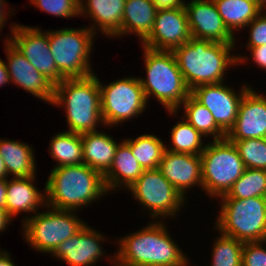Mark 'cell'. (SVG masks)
<instances>
[{
  "label": "cell",
  "mask_w": 266,
  "mask_h": 266,
  "mask_svg": "<svg viewBox=\"0 0 266 266\" xmlns=\"http://www.w3.org/2000/svg\"><path fill=\"white\" fill-rule=\"evenodd\" d=\"M182 120L177 121L170 130L173 147L165 145V149L174 153L200 155L206 146L202 140L204 136L184 118Z\"/></svg>",
  "instance_id": "cell-31"
},
{
  "label": "cell",
  "mask_w": 266,
  "mask_h": 266,
  "mask_svg": "<svg viewBox=\"0 0 266 266\" xmlns=\"http://www.w3.org/2000/svg\"><path fill=\"white\" fill-rule=\"evenodd\" d=\"M4 45V51H6L7 55L5 64L10 82L40 98L42 101L52 104L55 85L36 70L10 42H5Z\"/></svg>",
  "instance_id": "cell-15"
},
{
  "label": "cell",
  "mask_w": 266,
  "mask_h": 266,
  "mask_svg": "<svg viewBox=\"0 0 266 266\" xmlns=\"http://www.w3.org/2000/svg\"><path fill=\"white\" fill-rule=\"evenodd\" d=\"M8 174L5 168L4 161L2 159V156L0 155V179H7Z\"/></svg>",
  "instance_id": "cell-44"
},
{
  "label": "cell",
  "mask_w": 266,
  "mask_h": 266,
  "mask_svg": "<svg viewBox=\"0 0 266 266\" xmlns=\"http://www.w3.org/2000/svg\"><path fill=\"white\" fill-rule=\"evenodd\" d=\"M34 177L7 178L6 211L11 217L21 212L35 213L46 206V195L33 183ZM38 209V210H37Z\"/></svg>",
  "instance_id": "cell-21"
},
{
  "label": "cell",
  "mask_w": 266,
  "mask_h": 266,
  "mask_svg": "<svg viewBox=\"0 0 266 266\" xmlns=\"http://www.w3.org/2000/svg\"><path fill=\"white\" fill-rule=\"evenodd\" d=\"M266 198V170L246 168L229 191L219 199Z\"/></svg>",
  "instance_id": "cell-30"
},
{
  "label": "cell",
  "mask_w": 266,
  "mask_h": 266,
  "mask_svg": "<svg viewBox=\"0 0 266 266\" xmlns=\"http://www.w3.org/2000/svg\"><path fill=\"white\" fill-rule=\"evenodd\" d=\"M184 118L203 136H211L213 140L226 138V133L216 124L211 112L199 103L191 94L181 104Z\"/></svg>",
  "instance_id": "cell-29"
},
{
  "label": "cell",
  "mask_w": 266,
  "mask_h": 266,
  "mask_svg": "<svg viewBox=\"0 0 266 266\" xmlns=\"http://www.w3.org/2000/svg\"><path fill=\"white\" fill-rule=\"evenodd\" d=\"M193 38L219 43H235L213 0H195L184 5Z\"/></svg>",
  "instance_id": "cell-16"
},
{
  "label": "cell",
  "mask_w": 266,
  "mask_h": 266,
  "mask_svg": "<svg viewBox=\"0 0 266 266\" xmlns=\"http://www.w3.org/2000/svg\"><path fill=\"white\" fill-rule=\"evenodd\" d=\"M250 88L243 84L237 94L222 82L197 86L190 94L211 112L216 124L227 134L236 121L242 97Z\"/></svg>",
  "instance_id": "cell-13"
},
{
  "label": "cell",
  "mask_w": 266,
  "mask_h": 266,
  "mask_svg": "<svg viewBox=\"0 0 266 266\" xmlns=\"http://www.w3.org/2000/svg\"><path fill=\"white\" fill-rule=\"evenodd\" d=\"M113 265L114 266H127V265H123V264H114V263H113Z\"/></svg>",
  "instance_id": "cell-46"
},
{
  "label": "cell",
  "mask_w": 266,
  "mask_h": 266,
  "mask_svg": "<svg viewBox=\"0 0 266 266\" xmlns=\"http://www.w3.org/2000/svg\"><path fill=\"white\" fill-rule=\"evenodd\" d=\"M248 52H251V58H253V62L258 65L260 68L266 70V44L259 46V47H253V48H247Z\"/></svg>",
  "instance_id": "cell-37"
},
{
  "label": "cell",
  "mask_w": 266,
  "mask_h": 266,
  "mask_svg": "<svg viewBox=\"0 0 266 266\" xmlns=\"http://www.w3.org/2000/svg\"><path fill=\"white\" fill-rule=\"evenodd\" d=\"M158 170L184 198L193 186L202 188L200 155L174 153L165 149Z\"/></svg>",
  "instance_id": "cell-19"
},
{
  "label": "cell",
  "mask_w": 266,
  "mask_h": 266,
  "mask_svg": "<svg viewBox=\"0 0 266 266\" xmlns=\"http://www.w3.org/2000/svg\"><path fill=\"white\" fill-rule=\"evenodd\" d=\"M192 37L185 7L158 9L149 36L141 43L153 50L172 51Z\"/></svg>",
  "instance_id": "cell-14"
},
{
  "label": "cell",
  "mask_w": 266,
  "mask_h": 266,
  "mask_svg": "<svg viewBox=\"0 0 266 266\" xmlns=\"http://www.w3.org/2000/svg\"><path fill=\"white\" fill-rule=\"evenodd\" d=\"M33 148L19 141L0 139V155L5 164L8 176L34 177L36 161Z\"/></svg>",
  "instance_id": "cell-25"
},
{
  "label": "cell",
  "mask_w": 266,
  "mask_h": 266,
  "mask_svg": "<svg viewBox=\"0 0 266 266\" xmlns=\"http://www.w3.org/2000/svg\"><path fill=\"white\" fill-rule=\"evenodd\" d=\"M105 131L86 132L81 134L83 163L104 175L113 163L120 143Z\"/></svg>",
  "instance_id": "cell-22"
},
{
  "label": "cell",
  "mask_w": 266,
  "mask_h": 266,
  "mask_svg": "<svg viewBox=\"0 0 266 266\" xmlns=\"http://www.w3.org/2000/svg\"><path fill=\"white\" fill-rule=\"evenodd\" d=\"M143 171L144 169L133 156L131 148L122 141L117 147L111 167L103 175L107 192L122 186L126 187L125 190L130 188Z\"/></svg>",
  "instance_id": "cell-23"
},
{
  "label": "cell",
  "mask_w": 266,
  "mask_h": 266,
  "mask_svg": "<svg viewBox=\"0 0 266 266\" xmlns=\"http://www.w3.org/2000/svg\"><path fill=\"white\" fill-rule=\"evenodd\" d=\"M180 1H181L183 4H186V3H185L186 1H184V0H180ZM191 1H195V0H191Z\"/></svg>",
  "instance_id": "cell-47"
},
{
  "label": "cell",
  "mask_w": 266,
  "mask_h": 266,
  "mask_svg": "<svg viewBox=\"0 0 266 266\" xmlns=\"http://www.w3.org/2000/svg\"><path fill=\"white\" fill-rule=\"evenodd\" d=\"M29 2L56 17H80V0H30Z\"/></svg>",
  "instance_id": "cell-34"
},
{
  "label": "cell",
  "mask_w": 266,
  "mask_h": 266,
  "mask_svg": "<svg viewBox=\"0 0 266 266\" xmlns=\"http://www.w3.org/2000/svg\"><path fill=\"white\" fill-rule=\"evenodd\" d=\"M246 168L266 170V138L230 140Z\"/></svg>",
  "instance_id": "cell-33"
},
{
  "label": "cell",
  "mask_w": 266,
  "mask_h": 266,
  "mask_svg": "<svg viewBox=\"0 0 266 266\" xmlns=\"http://www.w3.org/2000/svg\"><path fill=\"white\" fill-rule=\"evenodd\" d=\"M75 212L46 205L45 212L23 218L25 241L36 251L52 255L63 241L71 238L87 224Z\"/></svg>",
  "instance_id": "cell-9"
},
{
  "label": "cell",
  "mask_w": 266,
  "mask_h": 266,
  "mask_svg": "<svg viewBox=\"0 0 266 266\" xmlns=\"http://www.w3.org/2000/svg\"><path fill=\"white\" fill-rule=\"evenodd\" d=\"M49 154L57 161L55 167L83 164V147L81 134L60 132L49 143Z\"/></svg>",
  "instance_id": "cell-27"
},
{
  "label": "cell",
  "mask_w": 266,
  "mask_h": 266,
  "mask_svg": "<svg viewBox=\"0 0 266 266\" xmlns=\"http://www.w3.org/2000/svg\"><path fill=\"white\" fill-rule=\"evenodd\" d=\"M12 219L13 218L8 214L6 209H0V233L4 232Z\"/></svg>",
  "instance_id": "cell-40"
},
{
  "label": "cell",
  "mask_w": 266,
  "mask_h": 266,
  "mask_svg": "<svg viewBox=\"0 0 266 266\" xmlns=\"http://www.w3.org/2000/svg\"><path fill=\"white\" fill-rule=\"evenodd\" d=\"M5 3H7L5 0H0V31H2L1 29L4 28V26H5L4 24H6L5 22L7 21V19H8L7 17L10 15V13L11 14L14 13L12 10L10 11L9 9H7L8 11H6V8H5L6 4Z\"/></svg>",
  "instance_id": "cell-39"
},
{
  "label": "cell",
  "mask_w": 266,
  "mask_h": 266,
  "mask_svg": "<svg viewBox=\"0 0 266 266\" xmlns=\"http://www.w3.org/2000/svg\"><path fill=\"white\" fill-rule=\"evenodd\" d=\"M157 10L151 0H125L121 31L116 38L135 34L143 42L153 29Z\"/></svg>",
  "instance_id": "cell-24"
},
{
  "label": "cell",
  "mask_w": 266,
  "mask_h": 266,
  "mask_svg": "<svg viewBox=\"0 0 266 266\" xmlns=\"http://www.w3.org/2000/svg\"><path fill=\"white\" fill-rule=\"evenodd\" d=\"M63 107L68 132L83 134L98 131L101 117V90L94 74L82 78H65L55 85L52 104Z\"/></svg>",
  "instance_id": "cell-4"
},
{
  "label": "cell",
  "mask_w": 266,
  "mask_h": 266,
  "mask_svg": "<svg viewBox=\"0 0 266 266\" xmlns=\"http://www.w3.org/2000/svg\"><path fill=\"white\" fill-rule=\"evenodd\" d=\"M0 266H16L7 251L0 249Z\"/></svg>",
  "instance_id": "cell-43"
},
{
  "label": "cell",
  "mask_w": 266,
  "mask_h": 266,
  "mask_svg": "<svg viewBox=\"0 0 266 266\" xmlns=\"http://www.w3.org/2000/svg\"><path fill=\"white\" fill-rule=\"evenodd\" d=\"M10 82L9 73L6 68L5 62L0 59V87Z\"/></svg>",
  "instance_id": "cell-42"
},
{
  "label": "cell",
  "mask_w": 266,
  "mask_h": 266,
  "mask_svg": "<svg viewBox=\"0 0 266 266\" xmlns=\"http://www.w3.org/2000/svg\"><path fill=\"white\" fill-rule=\"evenodd\" d=\"M7 179H0V209H6Z\"/></svg>",
  "instance_id": "cell-41"
},
{
  "label": "cell",
  "mask_w": 266,
  "mask_h": 266,
  "mask_svg": "<svg viewBox=\"0 0 266 266\" xmlns=\"http://www.w3.org/2000/svg\"><path fill=\"white\" fill-rule=\"evenodd\" d=\"M234 46L235 43L191 37L187 43L172 50L189 90L200 85L222 83L228 67L247 62L249 57L231 54Z\"/></svg>",
  "instance_id": "cell-1"
},
{
  "label": "cell",
  "mask_w": 266,
  "mask_h": 266,
  "mask_svg": "<svg viewBox=\"0 0 266 266\" xmlns=\"http://www.w3.org/2000/svg\"><path fill=\"white\" fill-rule=\"evenodd\" d=\"M200 156L202 189L213 198L225 195L246 169L236 146L227 138L209 142Z\"/></svg>",
  "instance_id": "cell-7"
},
{
  "label": "cell",
  "mask_w": 266,
  "mask_h": 266,
  "mask_svg": "<svg viewBox=\"0 0 266 266\" xmlns=\"http://www.w3.org/2000/svg\"><path fill=\"white\" fill-rule=\"evenodd\" d=\"M95 33L88 27L48 31L49 47L59 74L65 78H82L94 74L90 54Z\"/></svg>",
  "instance_id": "cell-8"
},
{
  "label": "cell",
  "mask_w": 266,
  "mask_h": 266,
  "mask_svg": "<svg viewBox=\"0 0 266 266\" xmlns=\"http://www.w3.org/2000/svg\"><path fill=\"white\" fill-rule=\"evenodd\" d=\"M158 9H168V8H177L183 7V4L180 0H151Z\"/></svg>",
  "instance_id": "cell-38"
},
{
  "label": "cell",
  "mask_w": 266,
  "mask_h": 266,
  "mask_svg": "<svg viewBox=\"0 0 266 266\" xmlns=\"http://www.w3.org/2000/svg\"><path fill=\"white\" fill-rule=\"evenodd\" d=\"M258 14L247 26L249 30V41L247 48L259 47L266 44V12Z\"/></svg>",
  "instance_id": "cell-36"
},
{
  "label": "cell",
  "mask_w": 266,
  "mask_h": 266,
  "mask_svg": "<svg viewBox=\"0 0 266 266\" xmlns=\"http://www.w3.org/2000/svg\"><path fill=\"white\" fill-rule=\"evenodd\" d=\"M124 7L125 0H80V16L91 18L93 26L88 28L95 34L100 29L103 35L113 38L121 31Z\"/></svg>",
  "instance_id": "cell-20"
},
{
  "label": "cell",
  "mask_w": 266,
  "mask_h": 266,
  "mask_svg": "<svg viewBox=\"0 0 266 266\" xmlns=\"http://www.w3.org/2000/svg\"><path fill=\"white\" fill-rule=\"evenodd\" d=\"M262 10L263 12L266 9V0H253Z\"/></svg>",
  "instance_id": "cell-45"
},
{
  "label": "cell",
  "mask_w": 266,
  "mask_h": 266,
  "mask_svg": "<svg viewBox=\"0 0 266 266\" xmlns=\"http://www.w3.org/2000/svg\"><path fill=\"white\" fill-rule=\"evenodd\" d=\"M142 48L146 77H139V80L145 97L148 100L153 95L169 114L175 115L191 92L175 56L172 51L153 50L144 46Z\"/></svg>",
  "instance_id": "cell-5"
},
{
  "label": "cell",
  "mask_w": 266,
  "mask_h": 266,
  "mask_svg": "<svg viewBox=\"0 0 266 266\" xmlns=\"http://www.w3.org/2000/svg\"><path fill=\"white\" fill-rule=\"evenodd\" d=\"M121 78L103 85L98 79L101 90V117L106 127L127 122L147 108V99L139 77Z\"/></svg>",
  "instance_id": "cell-10"
},
{
  "label": "cell",
  "mask_w": 266,
  "mask_h": 266,
  "mask_svg": "<svg viewBox=\"0 0 266 266\" xmlns=\"http://www.w3.org/2000/svg\"><path fill=\"white\" fill-rule=\"evenodd\" d=\"M123 141L131 148L132 154L144 170L158 169L165 151L163 141L153 134H143L136 139Z\"/></svg>",
  "instance_id": "cell-28"
},
{
  "label": "cell",
  "mask_w": 266,
  "mask_h": 266,
  "mask_svg": "<svg viewBox=\"0 0 266 266\" xmlns=\"http://www.w3.org/2000/svg\"><path fill=\"white\" fill-rule=\"evenodd\" d=\"M11 35L5 42H10L41 74L54 85L64 78L59 74L49 47L48 31L41 28L23 26L14 22ZM10 37V38H9Z\"/></svg>",
  "instance_id": "cell-12"
},
{
  "label": "cell",
  "mask_w": 266,
  "mask_h": 266,
  "mask_svg": "<svg viewBox=\"0 0 266 266\" xmlns=\"http://www.w3.org/2000/svg\"><path fill=\"white\" fill-rule=\"evenodd\" d=\"M220 234L213 241L211 266H242L244 243L233 237Z\"/></svg>",
  "instance_id": "cell-32"
},
{
  "label": "cell",
  "mask_w": 266,
  "mask_h": 266,
  "mask_svg": "<svg viewBox=\"0 0 266 266\" xmlns=\"http://www.w3.org/2000/svg\"><path fill=\"white\" fill-rule=\"evenodd\" d=\"M107 193L103 175L84 163L54 167L44 187L46 205L68 211L91 205Z\"/></svg>",
  "instance_id": "cell-3"
},
{
  "label": "cell",
  "mask_w": 266,
  "mask_h": 266,
  "mask_svg": "<svg viewBox=\"0 0 266 266\" xmlns=\"http://www.w3.org/2000/svg\"><path fill=\"white\" fill-rule=\"evenodd\" d=\"M133 198L151 213L150 218L176 217L186 198L161 174L158 169L144 170L142 175L128 188ZM150 210V211H149ZM157 217V218H156ZM164 217V218H163Z\"/></svg>",
  "instance_id": "cell-11"
},
{
  "label": "cell",
  "mask_w": 266,
  "mask_h": 266,
  "mask_svg": "<svg viewBox=\"0 0 266 266\" xmlns=\"http://www.w3.org/2000/svg\"><path fill=\"white\" fill-rule=\"evenodd\" d=\"M162 220L119 238L111 263L127 266H188V257L169 235Z\"/></svg>",
  "instance_id": "cell-2"
},
{
  "label": "cell",
  "mask_w": 266,
  "mask_h": 266,
  "mask_svg": "<svg viewBox=\"0 0 266 266\" xmlns=\"http://www.w3.org/2000/svg\"><path fill=\"white\" fill-rule=\"evenodd\" d=\"M266 241L245 242L242 249V266H266Z\"/></svg>",
  "instance_id": "cell-35"
},
{
  "label": "cell",
  "mask_w": 266,
  "mask_h": 266,
  "mask_svg": "<svg viewBox=\"0 0 266 266\" xmlns=\"http://www.w3.org/2000/svg\"><path fill=\"white\" fill-rule=\"evenodd\" d=\"M103 237V234L86 224L78 233L63 241L52 256L68 266H93L106 253L100 244L106 241Z\"/></svg>",
  "instance_id": "cell-18"
},
{
  "label": "cell",
  "mask_w": 266,
  "mask_h": 266,
  "mask_svg": "<svg viewBox=\"0 0 266 266\" xmlns=\"http://www.w3.org/2000/svg\"><path fill=\"white\" fill-rule=\"evenodd\" d=\"M228 140L266 138V96L251 87L242 97Z\"/></svg>",
  "instance_id": "cell-17"
},
{
  "label": "cell",
  "mask_w": 266,
  "mask_h": 266,
  "mask_svg": "<svg viewBox=\"0 0 266 266\" xmlns=\"http://www.w3.org/2000/svg\"><path fill=\"white\" fill-rule=\"evenodd\" d=\"M217 231L239 241H266V198L220 199Z\"/></svg>",
  "instance_id": "cell-6"
},
{
  "label": "cell",
  "mask_w": 266,
  "mask_h": 266,
  "mask_svg": "<svg viewBox=\"0 0 266 266\" xmlns=\"http://www.w3.org/2000/svg\"><path fill=\"white\" fill-rule=\"evenodd\" d=\"M227 29L241 31L263 10L253 0H213Z\"/></svg>",
  "instance_id": "cell-26"
}]
</instances>
